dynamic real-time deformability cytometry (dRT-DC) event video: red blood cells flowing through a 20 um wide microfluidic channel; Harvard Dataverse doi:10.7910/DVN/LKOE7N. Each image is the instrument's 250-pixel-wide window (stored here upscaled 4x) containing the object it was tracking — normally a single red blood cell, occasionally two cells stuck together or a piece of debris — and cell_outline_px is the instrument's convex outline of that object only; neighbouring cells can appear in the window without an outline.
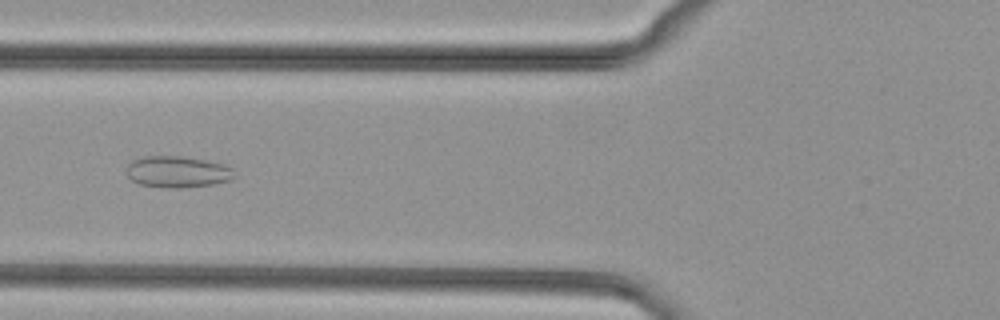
{"species": "common noctule bat (a hibernating species)", "species_latin": "Nyctalus noctula", "temperature_condition": "cold", "stored_images_in_passage": 42, "camera_frame_rate_fps": 3000, "um_per_image_px": 0.085, "animal": {"sex": "female", "body_mass_g": 29.2, "forearm_length_mm": 56.3}, "frame": {"image": 1, "passage_image": 11, "time_ms": 3.333, "image_size_px": [1000, 320], "cell_outline_px": [[232, 180], [212, 184], [180, 188], [164, 188], [140, 184], [132, 180], [124, 172], [128, 164], [132, 160], [144, 156], [180, 156], [204, 160], [224, 164], [232, 168]], "centroid_in_image_um": [15.03, 14.6], "position_along_channel_um": 110.8, "area_um2": 19.77}}
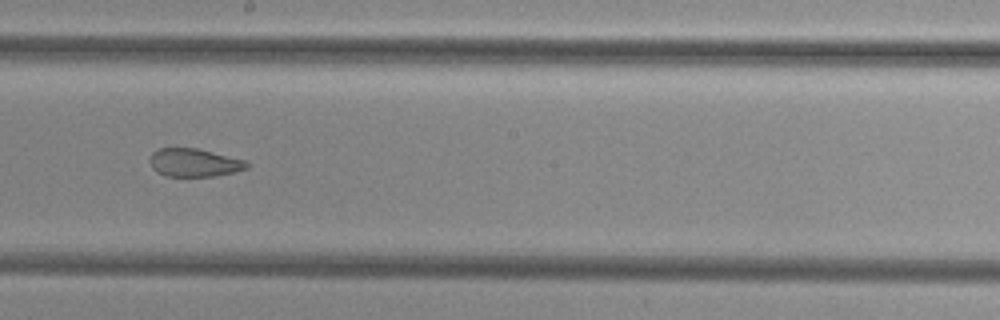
{"frame": {"image": 2, "passage_image": 20, "time_ms": 6.333, "image_size_px": [1000, 320], "cell_outline_px": [[248, 168], [236, 172], [216, 176], [168, 176], [156, 172], [152, 168], [148, 160], [152, 152], [160, 148], [196, 148], [248, 160]], "centroid_in_image_um": [16.52, 13.82], "position_along_channel_um": 231.7, "area_um2": 16.13}}
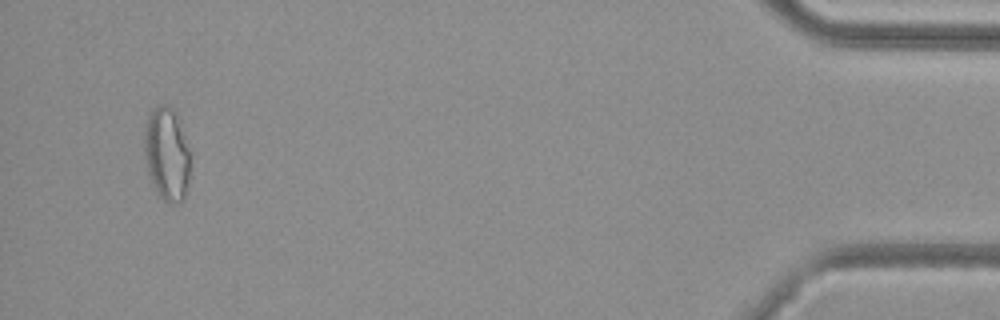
{"frame": {"image": 3, "passage_image": 40, "time_ms": 13.0, "image_size_px": [1000, 320], "cell_outline_px": [[192, 156], [188, 184], [184, 200], [180, 204], [168, 204], [156, 192], [148, 176], [144, 148], [144, 128], [148, 116], [160, 104], [168, 104], [176, 112], [192, 152]], "centroid_in_image_um": [14.22, 13.13], "position_along_channel_um": 421.0, "area_um2": 25.89}}